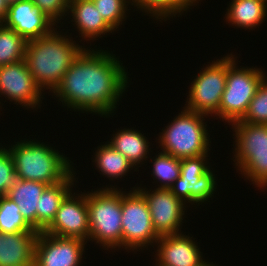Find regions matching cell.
<instances>
[{"instance_id":"6da1fadb","label":"cell","mask_w":267,"mask_h":266,"mask_svg":"<svg viewBox=\"0 0 267 266\" xmlns=\"http://www.w3.org/2000/svg\"><path fill=\"white\" fill-rule=\"evenodd\" d=\"M122 64L110 51L84 48L52 95L67 109L111 117L129 84Z\"/></svg>"},{"instance_id":"7a4b0ae2","label":"cell","mask_w":267,"mask_h":266,"mask_svg":"<svg viewBox=\"0 0 267 266\" xmlns=\"http://www.w3.org/2000/svg\"><path fill=\"white\" fill-rule=\"evenodd\" d=\"M84 48L56 28L47 36L29 40L24 60L36 84L52 93Z\"/></svg>"},{"instance_id":"3957f363","label":"cell","mask_w":267,"mask_h":266,"mask_svg":"<svg viewBox=\"0 0 267 266\" xmlns=\"http://www.w3.org/2000/svg\"><path fill=\"white\" fill-rule=\"evenodd\" d=\"M9 145L14 161L16 179L31 180L55 185L64 181L73 171L71 162L65 154L44 142L24 139Z\"/></svg>"},{"instance_id":"277c9868","label":"cell","mask_w":267,"mask_h":266,"mask_svg":"<svg viewBox=\"0 0 267 266\" xmlns=\"http://www.w3.org/2000/svg\"><path fill=\"white\" fill-rule=\"evenodd\" d=\"M122 190L107 185L87 191L89 240L104 250L122 247Z\"/></svg>"},{"instance_id":"5b68a950","label":"cell","mask_w":267,"mask_h":266,"mask_svg":"<svg viewBox=\"0 0 267 266\" xmlns=\"http://www.w3.org/2000/svg\"><path fill=\"white\" fill-rule=\"evenodd\" d=\"M208 117L183 108L159 133L160 150L179 159L208 155L211 141L204 122Z\"/></svg>"},{"instance_id":"8992f818","label":"cell","mask_w":267,"mask_h":266,"mask_svg":"<svg viewBox=\"0 0 267 266\" xmlns=\"http://www.w3.org/2000/svg\"><path fill=\"white\" fill-rule=\"evenodd\" d=\"M231 126L235 140L234 165L243 177L262 190L267 185V125L238 120Z\"/></svg>"},{"instance_id":"52a82bcc","label":"cell","mask_w":267,"mask_h":266,"mask_svg":"<svg viewBox=\"0 0 267 266\" xmlns=\"http://www.w3.org/2000/svg\"><path fill=\"white\" fill-rule=\"evenodd\" d=\"M235 55H228V68L225 90L222 94L216 119L229 125L241 120L246 114L250 101L262 81L267 77L261 68L238 67Z\"/></svg>"},{"instance_id":"ba28073f","label":"cell","mask_w":267,"mask_h":266,"mask_svg":"<svg viewBox=\"0 0 267 266\" xmlns=\"http://www.w3.org/2000/svg\"><path fill=\"white\" fill-rule=\"evenodd\" d=\"M126 192L122 191L121 249L136 253L140 249L148 250V246L154 248L160 237L155 232L147 202L135 186Z\"/></svg>"},{"instance_id":"9c48e42d","label":"cell","mask_w":267,"mask_h":266,"mask_svg":"<svg viewBox=\"0 0 267 266\" xmlns=\"http://www.w3.org/2000/svg\"><path fill=\"white\" fill-rule=\"evenodd\" d=\"M228 68V54L202 67L195 76L187 95L186 110L215 117L219 112L222 94L225 90Z\"/></svg>"},{"instance_id":"30bf717a","label":"cell","mask_w":267,"mask_h":266,"mask_svg":"<svg viewBox=\"0 0 267 266\" xmlns=\"http://www.w3.org/2000/svg\"><path fill=\"white\" fill-rule=\"evenodd\" d=\"M208 155L183 158L180 177L169 188L185 204L199 206L212 198L217 188V179L209 166Z\"/></svg>"},{"instance_id":"8fae6325","label":"cell","mask_w":267,"mask_h":266,"mask_svg":"<svg viewBox=\"0 0 267 266\" xmlns=\"http://www.w3.org/2000/svg\"><path fill=\"white\" fill-rule=\"evenodd\" d=\"M136 189L147 202L155 232L159 237L181 233L185 210L188 208L182 200L170 189L154 188L147 191L146 187L143 188L141 185Z\"/></svg>"},{"instance_id":"7c38bea8","label":"cell","mask_w":267,"mask_h":266,"mask_svg":"<svg viewBox=\"0 0 267 266\" xmlns=\"http://www.w3.org/2000/svg\"><path fill=\"white\" fill-rule=\"evenodd\" d=\"M42 94V89L36 84L25 60L0 66V97H7V100L21 105L20 107L36 109L43 103L45 95Z\"/></svg>"},{"instance_id":"4fadbf2b","label":"cell","mask_w":267,"mask_h":266,"mask_svg":"<svg viewBox=\"0 0 267 266\" xmlns=\"http://www.w3.org/2000/svg\"><path fill=\"white\" fill-rule=\"evenodd\" d=\"M86 242L40 231L35 243L34 266H80Z\"/></svg>"},{"instance_id":"5bb4252c","label":"cell","mask_w":267,"mask_h":266,"mask_svg":"<svg viewBox=\"0 0 267 266\" xmlns=\"http://www.w3.org/2000/svg\"><path fill=\"white\" fill-rule=\"evenodd\" d=\"M43 232L89 242L87 192L77 194V191H71L62 201L52 223Z\"/></svg>"},{"instance_id":"9a60e30c","label":"cell","mask_w":267,"mask_h":266,"mask_svg":"<svg viewBox=\"0 0 267 266\" xmlns=\"http://www.w3.org/2000/svg\"><path fill=\"white\" fill-rule=\"evenodd\" d=\"M1 23L27 41L47 36L56 29L55 27L59 28L31 0H20L9 5L5 19Z\"/></svg>"},{"instance_id":"2e32d148","label":"cell","mask_w":267,"mask_h":266,"mask_svg":"<svg viewBox=\"0 0 267 266\" xmlns=\"http://www.w3.org/2000/svg\"><path fill=\"white\" fill-rule=\"evenodd\" d=\"M193 238L178 234L161 236L157 242L155 251V266H201L204 260L200 248Z\"/></svg>"},{"instance_id":"e0dca14e","label":"cell","mask_w":267,"mask_h":266,"mask_svg":"<svg viewBox=\"0 0 267 266\" xmlns=\"http://www.w3.org/2000/svg\"><path fill=\"white\" fill-rule=\"evenodd\" d=\"M39 231L0 232V266H34Z\"/></svg>"},{"instance_id":"ac0fdd59","label":"cell","mask_w":267,"mask_h":266,"mask_svg":"<svg viewBox=\"0 0 267 266\" xmlns=\"http://www.w3.org/2000/svg\"><path fill=\"white\" fill-rule=\"evenodd\" d=\"M67 14L71 15L72 20L70 21L74 22L72 25L77 29L76 31L79 32V35H81L79 37H82L83 41L98 40L96 38H101L107 33H114V30L102 18L92 0L70 2Z\"/></svg>"},{"instance_id":"d6986e66","label":"cell","mask_w":267,"mask_h":266,"mask_svg":"<svg viewBox=\"0 0 267 266\" xmlns=\"http://www.w3.org/2000/svg\"><path fill=\"white\" fill-rule=\"evenodd\" d=\"M73 171L64 181L48 186L41 194L36 207V230L44 231L54 220L64 198L72 191L75 178Z\"/></svg>"},{"instance_id":"ffe728a7","label":"cell","mask_w":267,"mask_h":266,"mask_svg":"<svg viewBox=\"0 0 267 266\" xmlns=\"http://www.w3.org/2000/svg\"><path fill=\"white\" fill-rule=\"evenodd\" d=\"M112 136L107 143L125 156L134 168L139 169L138 167H142L141 164L146 163L144 160L146 161L149 158L151 148H149L150 142L141 133V130L138 131V129L133 128L118 129Z\"/></svg>"},{"instance_id":"44dd1931","label":"cell","mask_w":267,"mask_h":266,"mask_svg":"<svg viewBox=\"0 0 267 266\" xmlns=\"http://www.w3.org/2000/svg\"><path fill=\"white\" fill-rule=\"evenodd\" d=\"M225 20L229 25L242 29H254L265 21L267 0H231Z\"/></svg>"},{"instance_id":"7402d4cb","label":"cell","mask_w":267,"mask_h":266,"mask_svg":"<svg viewBox=\"0 0 267 266\" xmlns=\"http://www.w3.org/2000/svg\"><path fill=\"white\" fill-rule=\"evenodd\" d=\"M48 186L38 181L16 179L6 195L17 204L22 216L35 230L37 202Z\"/></svg>"},{"instance_id":"603a6c76","label":"cell","mask_w":267,"mask_h":266,"mask_svg":"<svg viewBox=\"0 0 267 266\" xmlns=\"http://www.w3.org/2000/svg\"><path fill=\"white\" fill-rule=\"evenodd\" d=\"M94 155L92 162L97 167L95 169H98V172L102 176H106L109 180H119L131 172L130 170H137L125 156L115 150L107 141L105 144L97 147Z\"/></svg>"},{"instance_id":"cb8c5ba5","label":"cell","mask_w":267,"mask_h":266,"mask_svg":"<svg viewBox=\"0 0 267 266\" xmlns=\"http://www.w3.org/2000/svg\"><path fill=\"white\" fill-rule=\"evenodd\" d=\"M134 7L141 10L145 15L154 17L160 22L170 20L178 14V17L184 11L190 10L191 6L194 7L196 3L193 0H133ZM190 8V9H189ZM168 18V19H167ZM161 19V20H160Z\"/></svg>"},{"instance_id":"d4e9b609","label":"cell","mask_w":267,"mask_h":266,"mask_svg":"<svg viewBox=\"0 0 267 266\" xmlns=\"http://www.w3.org/2000/svg\"><path fill=\"white\" fill-rule=\"evenodd\" d=\"M27 40L0 23V66L25 59Z\"/></svg>"},{"instance_id":"484cf974","label":"cell","mask_w":267,"mask_h":266,"mask_svg":"<svg viewBox=\"0 0 267 266\" xmlns=\"http://www.w3.org/2000/svg\"><path fill=\"white\" fill-rule=\"evenodd\" d=\"M152 178L157 182L158 187L169 189L171 185L180 177L181 159L168 153L159 152L155 158H151Z\"/></svg>"},{"instance_id":"4316f807","label":"cell","mask_w":267,"mask_h":266,"mask_svg":"<svg viewBox=\"0 0 267 266\" xmlns=\"http://www.w3.org/2000/svg\"><path fill=\"white\" fill-rule=\"evenodd\" d=\"M35 230L22 216L17 204L7 196L0 197V232L17 233Z\"/></svg>"},{"instance_id":"83f0119b","label":"cell","mask_w":267,"mask_h":266,"mask_svg":"<svg viewBox=\"0 0 267 266\" xmlns=\"http://www.w3.org/2000/svg\"><path fill=\"white\" fill-rule=\"evenodd\" d=\"M95 7L101 13L102 18L106 23L116 31L119 25L126 19L128 6L131 4L134 7L133 0H92Z\"/></svg>"},{"instance_id":"f1b7e54d","label":"cell","mask_w":267,"mask_h":266,"mask_svg":"<svg viewBox=\"0 0 267 266\" xmlns=\"http://www.w3.org/2000/svg\"><path fill=\"white\" fill-rule=\"evenodd\" d=\"M240 121L267 125V77L260 84L246 114Z\"/></svg>"},{"instance_id":"f546056e","label":"cell","mask_w":267,"mask_h":266,"mask_svg":"<svg viewBox=\"0 0 267 266\" xmlns=\"http://www.w3.org/2000/svg\"><path fill=\"white\" fill-rule=\"evenodd\" d=\"M0 146V197H3L7 195L8 190L14 185L16 173L14 161L8 148Z\"/></svg>"},{"instance_id":"4dcf8cb0","label":"cell","mask_w":267,"mask_h":266,"mask_svg":"<svg viewBox=\"0 0 267 266\" xmlns=\"http://www.w3.org/2000/svg\"><path fill=\"white\" fill-rule=\"evenodd\" d=\"M36 7L45 13L56 24L64 20L68 12L69 3L67 0H31ZM65 15V16H64ZM59 21V22H58Z\"/></svg>"},{"instance_id":"1f68e13d","label":"cell","mask_w":267,"mask_h":266,"mask_svg":"<svg viewBox=\"0 0 267 266\" xmlns=\"http://www.w3.org/2000/svg\"><path fill=\"white\" fill-rule=\"evenodd\" d=\"M8 7L9 6L5 0H0V23L5 19Z\"/></svg>"},{"instance_id":"d6a6232c","label":"cell","mask_w":267,"mask_h":266,"mask_svg":"<svg viewBox=\"0 0 267 266\" xmlns=\"http://www.w3.org/2000/svg\"><path fill=\"white\" fill-rule=\"evenodd\" d=\"M5 1H6V3H7L8 6H9V5H12V4H14V3L20 1V0H5Z\"/></svg>"},{"instance_id":"836d02e7","label":"cell","mask_w":267,"mask_h":266,"mask_svg":"<svg viewBox=\"0 0 267 266\" xmlns=\"http://www.w3.org/2000/svg\"><path fill=\"white\" fill-rule=\"evenodd\" d=\"M201 266H215V264H213V262H205L204 264H202ZM216 266H218V265H216Z\"/></svg>"},{"instance_id":"e575fe53","label":"cell","mask_w":267,"mask_h":266,"mask_svg":"<svg viewBox=\"0 0 267 266\" xmlns=\"http://www.w3.org/2000/svg\"><path fill=\"white\" fill-rule=\"evenodd\" d=\"M195 3H199V1H201V0H193Z\"/></svg>"}]
</instances>
